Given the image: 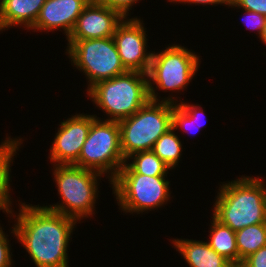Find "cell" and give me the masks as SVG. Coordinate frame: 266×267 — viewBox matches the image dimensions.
I'll return each mask as SVG.
<instances>
[{"instance_id": "obj_1", "label": "cell", "mask_w": 266, "mask_h": 267, "mask_svg": "<svg viewBox=\"0 0 266 267\" xmlns=\"http://www.w3.org/2000/svg\"><path fill=\"white\" fill-rule=\"evenodd\" d=\"M19 205V213L9 215L15 217L11 233L25 248L35 266L69 267L68 245L78 221L39 204L21 202Z\"/></svg>"}, {"instance_id": "obj_2", "label": "cell", "mask_w": 266, "mask_h": 267, "mask_svg": "<svg viewBox=\"0 0 266 267\" xmlns=\"http://www.w3.org/2000/svg\"><path fill=\"white\" fill-rule=\"evenodd\" d=\"M242 176L220 184L213 204L212 216L233 231L266 223L265 181L258 176Z\"/></svg>"}, {"instance_id": "obj_3", "label": "cell", "mask_w": 266, "mask_h": 267, "mask_svg": "<svg viewBox=\"0 0 266 267\" xmlns=\"http://www.w3.org/2000/svg\"><path fill=\"white\" fill-rule=\"evenodd\" d=\"M87 94L96 107L106 113V120L120 121L132 116L150 100L148 76L137 71H127L97 82Z\"/></svg>"}, {"instance_id": "obj_4", "label": "cell", "mask_w": 266, "mask_h": 267, "mask_svg": "<svg viewBox=\"0 0 266 267\" xmlns=\"http://www.w3.org/2000/svg\"><path fill=\"white\" fill-rule=\"evenodd\" d=\"M53 175L61 203L44 207L80 221L95 213L99 179L103 174L73 164L54 165Z\"/></svg>"}, {"instance_id": "obj_5", "label": "cell", "mask_w": 266, "mask_h": 267, "mask_svg": "<svg viewBox=\"0 0 266 267\" xmlns=\"http://www.w3.org/2000/svg\"><path fill=\"white\" fill-rule=\"evenodd\" d=\"M199 58L197 53H193L192 50L179 44L168 45L160 53L153 52L147 73L149 99L175 105L180 102L176 100L175 96L171 97L170 95L161 99L156 90L160 89L164 93L184 91L200 68L201 59Z\"/></svg>"}, {"instance_id": "obj_6", "label": "cell", "mask_w": 266, "mask_h": 267, "mask_svg": "<svg viewBox=\"0 0 266 267\" xmlns=\"http://www.w3.org/2000/svg\"><path fill=\"white\" fill-rule=\"evenodd\" d=\"M166 178L167 176L138 174L125 162L117 176L109 183L119 208L125 214H140L148 210H158L169 202L170 180Z\"/></svg>"}, {"instance_id": "obj_7", "label": "cell", "mask_w": 266, "mask_h": 267, "mask_svg": "<svg viewBox=\"0 0 266 267\" xmlns=\"http://www.w3.org/2000/svg\"><path fill=\"white\" fill-rule=\"evenodd\" d=\"M174 106L169 102L149 100L132 116L118 121L125 160L134 153L151 150L155 142L172 128Z\"/></svg>"}, {"instance_id": "obj_8", "label": "cell", "mask_w": 266, "mask_h": 267, "mask_svg": "<svg viewBox=\"0 0 266 267\" xmlns=\"http://www.w3.org/2000/svg\"><path fill=\"white\" fill-rule=\"evenodd\" d=\"M125 162L118 121L101 120L97 115H91L87 139L79 159L73 165L108 175V181L111 182Z\"/></svg>"}, {"instance_id": "obj_9", "label": "cell", "mask_w": 266, "mask_h": 267, "mask_svg": "<svg viewBox=\"0 0 266 267\" xmlns=\"http://www.w3.org/2000/svg\"><path fill=\"white\" fill-rule=\"evenodd\" d=\"M67 41L65 53L68 54L71 65L87 77V91L97 82L127 72L113 37Z\"/></svg>"}, {"instance_id": "obj_10", "label": "cell", "mask_w": 266, "mask_h": 267, "mask_svg": "<svg viewBox=\"0 0 266 267\" xmlns=\"http://www.w3.org/2000/svg\"><path fill=\"white\" fill-rule=\"evenodd\" d=\"M143 25V21L137 17L123 18L116 26L113 39L124 68L147 74L153 51H147L148 39Z\"/></svg>"}, {"instance_id": "obj_11", "label": "cell", "mask_w": 266, "mask_h": 267, "mask_svg": "<svg viewBox=\"0 0 266 267\" xmlns=\"http://www.w3.org/2000/svg\"><path fill=\"white\" fill-rule=\"evenodd\" d=\"M50 149L53 165L74 164L81 153L91 127V115L77 114L59 124Z\"/></svg>"}, {"instance_id": "obj_12", "label": "cell", "mask_w": 266, "mask_h": 267, "mask_svg": "<svg viewBox=\"0 0 266 267\" xmlns=\"http://www.w3.org/2000/svg\"><path fill=\"white\" fill-rule=\"evenodd\" d=\"M91 0H46L35 24L34 32L62 29L66 40L72 33L78 17Z\"/></svg>"}, {"instance_id": "obj_13", "label": "cell", "mask_w": 266, "mask_h": 267, "mask_svg": "<svg viewBox=\"0 0 266 267\" xmlns=\"http://www.w3.org/2000/svg\"><path fill=\"white\" fill-rule=\"evenodd\" d=\"M122 20L117 11L90 1L67 40L113 37L116 26Z\"/></svg>"}, {"instance_id": "obj_14", "label": "cell", "mask_w": 266, "mask_h": 267, "mask_svg": "<svg viewBox=\"0 0 266 267\" xmlns=\"http://www.w3.org/2000/svg\"><path fill=\"white\" fill-rule=\"evenodd\" d=\"M176 251L190 267H234L224 256L212 249L207 241L172 239Z\"/></svg>"}, {"instance_id": "obj_15", "label": "cell", "mask_w": 266, "mask_h": 267, "mask_svg": "<svg viewBox=\"0 0 266 267\" xmlns=\"http://www.w3.org/2000/svg\"><path fill=\"white\" fill-rule=\"evenodd\" d=\"M46 0H3L0 3V31L24 26L28 30L35 24ZM7 28V29H6Z\"/></svg>"}, {"instance_id": "obj_16", "label": "cell", "mask_w": 266, "mask_h": 267, "mask_svg": "<svg viewBox=\"0 0 266 267\" xmlns=\"http://www.w3.org/2000/svg\"><path fill=\"white\" fill-rule=\"evenodd\" d=\"M24 140L22 138H10L9 136L5 137V140L0 144V210L6 215H11L14 213L12 210L11 200V188H10V180H11V166L13 159L16 154L17 150L19 151V146L23 143Z\"/></svg>"}, {"instance_id": "obj_17", "label": "cell", "mask_w": 266, "mask_h": 267, "mask_svg": "<svg viewBox=\"0 0 266 267\" xmlns=\"http://www.w3.org/2000/svg\"><path fill=\"white\" fill-rule=\"evenodd\" d=\"M210 234L207 243L218 254L224 256L234 266H239V253L236 242V234L230 227L223 225L214 217H211Z\"/></svg>"}, {"instance_id": "obj_18", "label": "cell", "mask_w": 266, "mask_h": 267, "mask_svg": "<svg viewBox=\"0 0 266 267\" xmlns=\"http://www.w3.org/2000/svg\"><path fill=\"white\" fill-rule=\"evenodd\" d=\"M235 234L239 253V266L249 255L266 246V223L247 226L235 231Z\"/></svg>"}, {"instance_id": "obj_19", "label": "cell", "mask_w": 266, "mask_h": 267, "mask_svg": "<svg viewBox=\"0 0 266 267\" xmlns=\"http://www.w3.org/2000/svg\"><path fill=\"white\" fill-rule=\"evenodd\" d=\"M200 106L201 105L199 104L195 105L188 104L187 102L184 103L181 100L180 103L173 107L172 128L175 130L181 129L184 132L190 131L193 134L199 132V129H201L200 127L204 125V123L200 121L202 120L200 118H202V115L205 114Z\"/></svg>"}, {"instance_id": "obj_20", "label": "cell", "mask_w": 266, "mask_h": 267, "mask_svg": "<svg viewBox=\"0 0 266 267\" xmlns=\"http://www.w3.org/2000/svg\"><path fill=\"white\" fill-rule=\"evenodd\" d=\"M171 128L153 145L152 151L172 170L178 166L182 153V142Z\"/></svg>"}, {"instance_id": "obj_21", "label": "cell", "mask_w": 266, "mask_h": 267, "mask_svg": "<svg viewBox=\"0 0 266 267\" xmlns=\"http://www.w3.org/2000/svg\"><path fill=\"white\" fill-rule=\"evenodd\" d=\"M130 160L132 161L128 163ZM126 162L136 173L143 175L167 176L170 170L152 150L134 153Z\"/></svg>"}, {"instance_id": "obj_22", "label": "cell", "mask_w": 266, "mask_h": 267, "mask_svg": "<svg viewBox=\"0 0 266 267\" xmlns=\"http://www.w3.org/2000/svg\"><path fill=\"white\" fill-rule=\"evenodd\" d=\"M92 2L117 11L123 18H128L129 11L139 0H91ZM130 9V10H129Z\"/></svg>"}, {"instance_id": "obj_23", "label": "cell", "mask_w": 266, "mask_h": 267, "mask_svg": "<svg viewBox=\"0 0 266 267\" xmlns=\"http://www.w3.org/2000/svg\"><path fill=\"white\" fill-rule=\"evenodd\" d=\"M253 11L266 16V0H231L229 7ZM238 7V8H237Z\"/></svg>"}, {"instance_id": "obj_24", "label": "cell", "mask_w": 266, "mask_h": 267, "mask_svg": "<svg viewBox=\"0 0 266 267\" xmlns=\"http://www.w3.org/2000/svg\"><path fill=\"white\" fill-rule=\"evenodd\" d=\"M243 12L246 16L244 17L245 21H243L245 24H247L246 27L252 31H257L259 36L258 38H260L266 25V16L248 10H243Z\"/></svg>"}, {"instance_id": "obj_25", "label": "cell", "mask_w": 266, "mask_h": 267, "mask_svg": "<svg viewBox=\"0 0 266 267\" xmlns=\"http://www.w3.org/2000/svg\"><path fill=\"white\" fill-rule=\"evenodd\" d=\"M8 235L4 233L2 227L0 226V267H12V253L10 240L7 238Z\"/></svg>"}, {"instance_id": "obj_26", "label": "cell", "mask_w": 266, "mask_h": 267, "mask_svg": "<svg viewBox=\"0 0 266 267\" xmlns=\"http://www.w3.org/2000/svg\"><path fill=\"white\" fill-rule=\"evenodd\" d=\"M240 267H266V246L245 258Z\"/></svg>"}, {"instance_id": "obj_27", "label": "cell", "mask_w": 266, "mask_h": 267, "mask_svg": "<svg viewBox=\"0 0 266 267\" xmlns=\"http://www.w3.org/2000/svg\"><path fill=\"white\" fill-rule=\"evenodd\" d=\"M170 3L172 2L173 4L174 3H184L185 5H186V3L188 4H196V5H198V4H202V5H213V6H216V4L217 5H222V4H224V5H222V6H229L230 5V3H231V0H168Z\"/></svg>"}, {"instance_id": "obj_28", "label": "cell", "mask_w": 266, "mask_h": 267, "mask_svg": "<svg viewBox=\"0 0 266 267\" xmlns=\"http://www.w3.org/2000/svg\"><path fill=\"white\" fill-rule=\"evenodd\" d=\"M260 39H261L262 43L266 45V25H265V28L263 29V32L260 36Z\"/></svg>"}]
</instances>
